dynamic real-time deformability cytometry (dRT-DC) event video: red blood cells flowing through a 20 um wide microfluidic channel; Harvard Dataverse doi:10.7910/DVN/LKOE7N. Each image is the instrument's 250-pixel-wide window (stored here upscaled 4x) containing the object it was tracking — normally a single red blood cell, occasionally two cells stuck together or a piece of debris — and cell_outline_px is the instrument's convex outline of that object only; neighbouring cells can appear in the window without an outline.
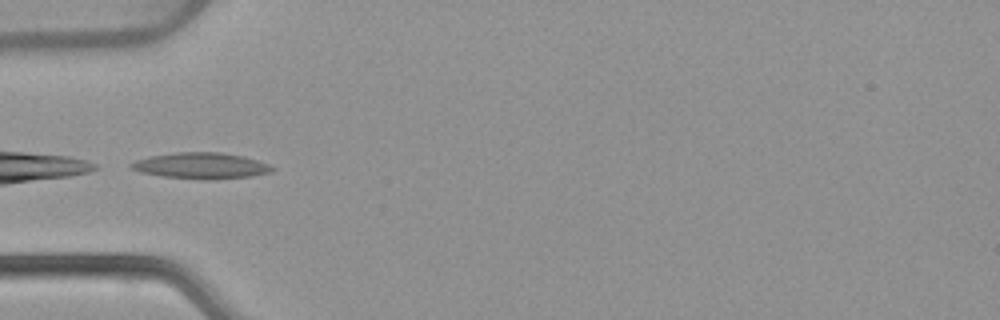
{"species": "common noctule bat (a hibernating species)", "species_latin": "Nyctalus noctula", "temperature_condition": "warm", "stored_images_in_passage": 32, "camera_frame_rate_fps": 3000, "um_per_image_px": 0.085, "animal": {"sex": "female", "body_mass_g": 22.7, "forearm_length_mm": 54.2}, "frame": {"image": 1, "passage_image": 1, "time_ms": 0.0, "image_size_px": [1000, 320], "cell_outline_px": [[276, 168], [272, 172], [252, 176], [164, 176], [140, 172], [132, 168], [128, 164], [136, 160], [148, 156], [176, 152], [220, 152], [244, 156], [268, 164]], "centroid_in_image_um": [17.07, 14.02], "position_along_channel_um": 67.9, "area_um2": 20.17}, "authors_computed_cell_mechanics": {"area_um2": 18.9295, "velocity_mm_per_s": 3.8564, "shape_relaxation_time_tau1_ms": null, "shape_relaxation_time_tau2_ms": 9.6746, "deformation_change_tau1": null, "deformation_change_tau2": 0.1905}}